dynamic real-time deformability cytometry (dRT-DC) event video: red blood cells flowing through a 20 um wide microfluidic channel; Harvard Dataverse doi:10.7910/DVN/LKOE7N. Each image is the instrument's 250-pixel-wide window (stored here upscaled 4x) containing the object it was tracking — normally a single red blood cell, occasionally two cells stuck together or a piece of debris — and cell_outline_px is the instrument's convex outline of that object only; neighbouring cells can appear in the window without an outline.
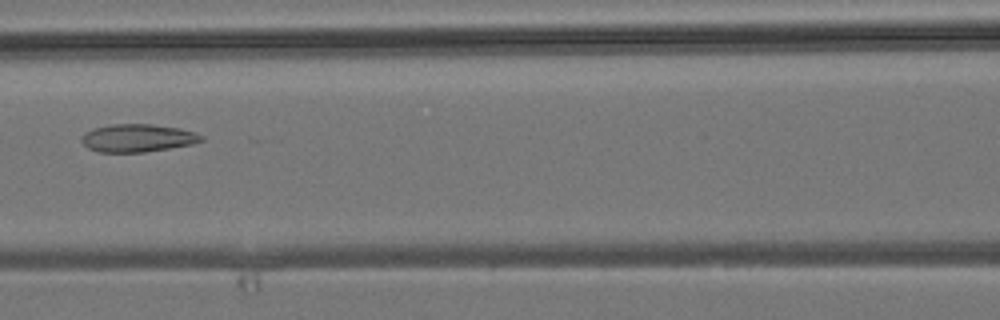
{"species": "common noctule bat (a hibernating species)", "species_latin": "Nyctalus noctula", "temperature_condition": "room temperature", "stored_images_in_passage": 5, "camera_frame_rate_fps": 3000, "um_per_image_px": 0.085, "animal": {"sex": "male", "body_mass_g": 19.2, "forearm_length_mm": 51.8}, "frame": {"image": 1, "passage_image": 5, "time_ms": 4.333, "image_size_px": [1000, 320], "cell_outline_px": [[204, 140], [192, 144], [144, 152], [96, 152], [88, 148], [80, 140], [80, 136], [84, 132], [92, 128], [112, 124], [152, 124], [180, 128], [196, 132], [204, 136]], "centroid_in_image_um": [11.67, 11.72], "position_along_channel_um": 154.9, "area_um2": 19.65}}